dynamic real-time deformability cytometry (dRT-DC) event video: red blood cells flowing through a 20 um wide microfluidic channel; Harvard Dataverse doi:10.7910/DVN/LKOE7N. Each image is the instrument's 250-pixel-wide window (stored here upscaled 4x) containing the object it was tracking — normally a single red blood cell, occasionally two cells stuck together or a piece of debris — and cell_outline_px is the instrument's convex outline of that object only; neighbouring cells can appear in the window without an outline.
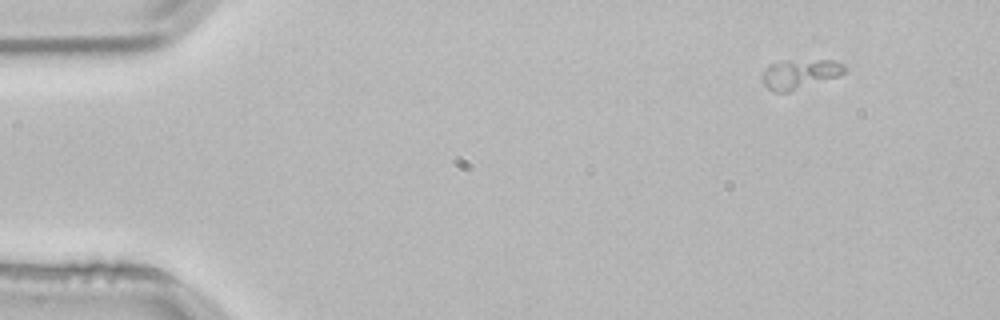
{"species": "common noctule bat (a hibernating species)", "species_latin": "Nyctalus noctula", "temperature_condition": "room temperature", "stored_images_in_passage": 4, "segment_of_instrument_passage": [1, 2], "camera_frame_rate_fps": 3000, "um_per_image_px": 0.085, "animal": {"sex": "male", "body_mass_g": 21.5, "forearm_length_mm": 52.0}, "frame": {"image": 1, "passage_image": 1, "time_ms": 0.0, "image_size_px": [1000, 320], "cell_outline_px": [[844, 72], [836, 76], [788, 92], [772, 92], [764, 84], [764, 72], [768, 64], [780, 60], [836, 60], [844, 64]], "centroid_in_image_um": [67.95, 6.26], "position_along_channel_um": 17.0, "area_um2": 13.93}}